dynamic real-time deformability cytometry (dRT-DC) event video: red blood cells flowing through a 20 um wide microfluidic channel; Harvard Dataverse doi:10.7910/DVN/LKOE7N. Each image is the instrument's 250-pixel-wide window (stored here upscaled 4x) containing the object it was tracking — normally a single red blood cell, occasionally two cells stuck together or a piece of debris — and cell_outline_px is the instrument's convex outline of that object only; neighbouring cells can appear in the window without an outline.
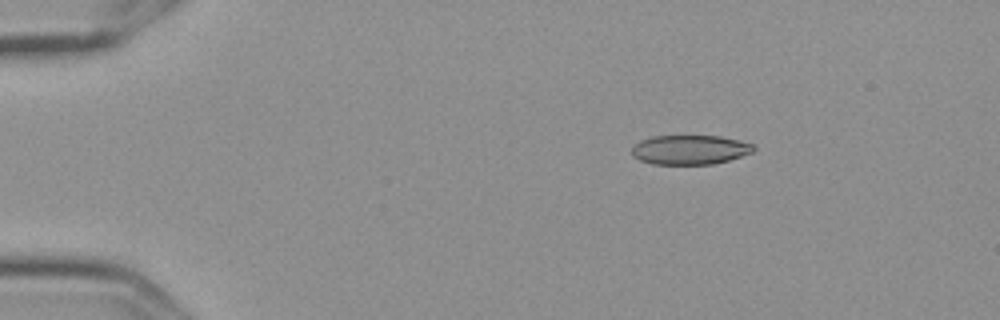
{"species": "Egyptian fruit bat (a non-hibernating species)", "species_latin": "Rousettus aegyptiacus", "temperature_condition": "cold", "stored_images_in_passage": 5, "camera_frame_rate_fps": 3000, "um_per_image_px": 0.085, "frame": {"image": 1, "passage_image": 2, "time_ms": 0.333, "image_size_px": [1000, 320], "cell_outline_px": [[756, 148], [752, 152], [728, 160], [712, 164], [652, 164], [640, 160], [632, 156], [632, 148], [640, 140], [652, 136], [720, 136], [740, 140], [756, 144]], "centroid_in_image_um": [58.66, 12.72], "position_along_channel_um": 26.3, "area_um2": 20.92}}